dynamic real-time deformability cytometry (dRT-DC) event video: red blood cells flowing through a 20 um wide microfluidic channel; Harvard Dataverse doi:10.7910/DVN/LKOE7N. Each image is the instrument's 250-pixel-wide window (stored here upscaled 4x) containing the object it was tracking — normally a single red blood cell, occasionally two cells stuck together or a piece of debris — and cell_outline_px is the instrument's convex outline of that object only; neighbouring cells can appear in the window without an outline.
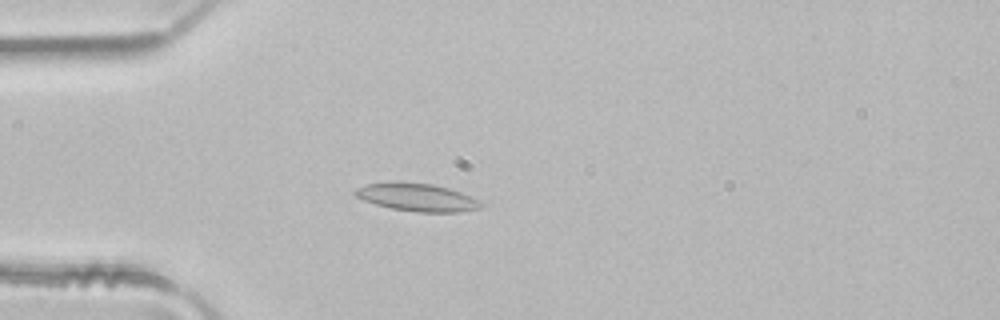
{"species": "common noctule bat (a hibernating species)", "species_latin": "Nyctalus noctula", "temperature_condition": "room temperature", "stored_images_in_passage": 37, "camera_frame_rate_fps": 3000, "um_per_image_px": 0.085, "animal": {"sex": "male", "body_mass_g": 21.5, "forearm_length_mm": 52.0}, "frame": {"image": 1, "passage_image": 1, "time_ms": 0.0, "image_size_px": [1000, 320], "cell_outline_px": [[484, 204], [480, 208], [460, 212], [416, 212], [392, 208], [376, 204], [364, 200], [356, 196], [352, 192], [356, 188], [364, 184], [388, 180], [400, 180], [432, 184], [448, 188], [460, 192], [480, 200]], "centroid_in_image_um": [35.4, 16.73], "position_along_channel_um": 49.6, "area_um2": 20.87}}
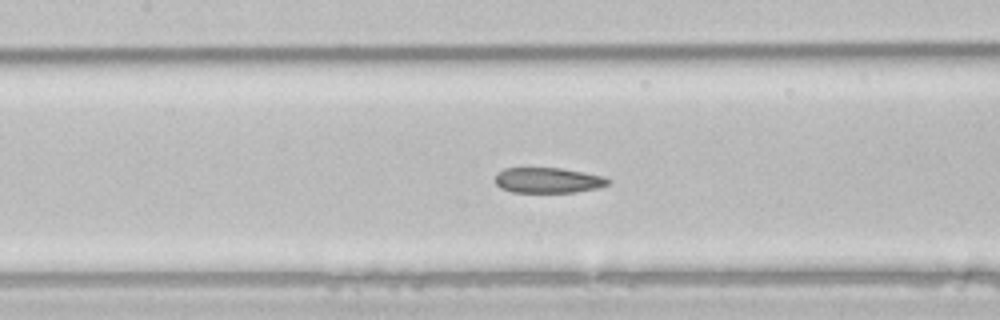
{"frame": {"image": 2, "passage_image": 10, "time_ms": 3.0, "image_size_px": [1000, 320], "cell_outline_px": [[612, 180], [608, 184], [596, 188], [576, 192], [512, 192], [500, 188], [496, 184], [496, 176], [504, 168], [560, 168], [584, 172], [604, 176]], "centroid_in_image_um": [46.6, 15.32], "position_along_channel_um": 160.8, "area_um2": 16.65}}
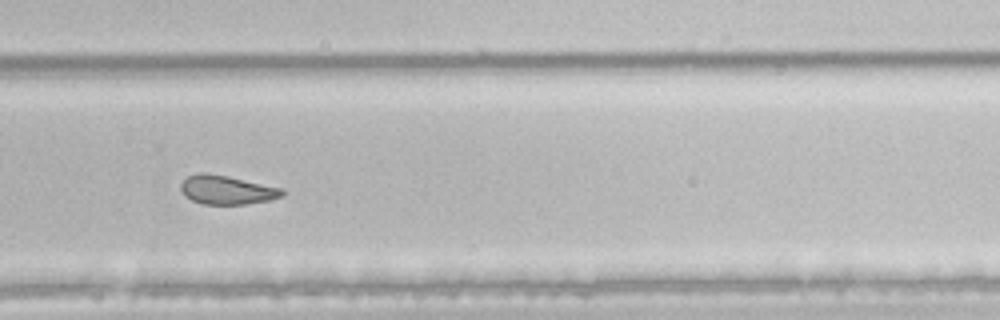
{"frame": {"image": 3, "passage_image": 21, "time_ms": 6.667, "image_size_px": [1000, 320], "cell_outline_px": [[284, 196], [272, 200], [244, 204], [204, 204], [192, 200], [184, 196], [180, 188], [180, 184], [188, 176], [200, 172], [204, 172], [228, 176], [284, 188]], "centroid_in_image_um": [19.31, 16.14], "position_along_channel_um": 310.5, "area_um2": 17.22}, "authors_computed_cell_mechanics": {"area_um2": 18.4382, "velocity_mm_per_s": 4.1039, "shape_relaxation_time_tau1_ms": 6.6928, "shape_relaxation_time_tau2_ms": 1.9768, "deformation_change_tau1": 0.161, "deformation_change_tau2": 0.0769}}